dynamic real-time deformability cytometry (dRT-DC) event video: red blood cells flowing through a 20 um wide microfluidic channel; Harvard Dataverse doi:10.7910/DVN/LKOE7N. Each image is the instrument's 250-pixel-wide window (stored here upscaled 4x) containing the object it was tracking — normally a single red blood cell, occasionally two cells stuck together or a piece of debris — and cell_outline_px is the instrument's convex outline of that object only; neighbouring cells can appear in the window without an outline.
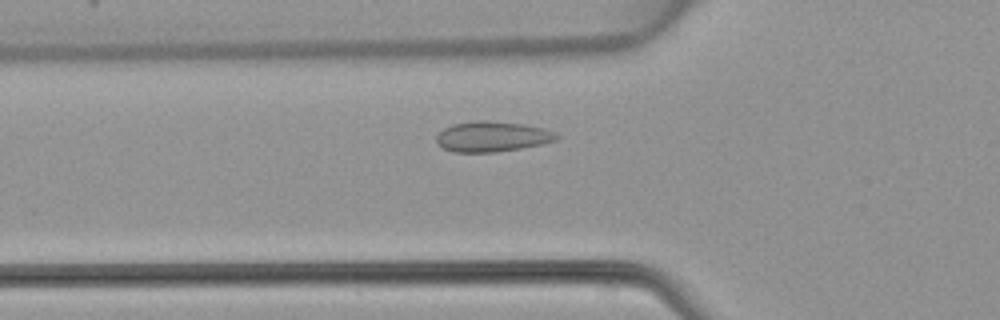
{"species": "common noctule bat (a hibernating species)", "species_latin": "Nyctalus noctula", "temperature_condition": "warm", "stored_images_in_passage": 43, "camera_frame_rate_fps": 3000, "um_per_image_px": 0.085, "animal": {"sex": "female", "body_mass_g": 22.7, "forearm_length_mm": 54.2}, "frame": {"image": 1, "passage_image": 12, "time_ms": 3.667, "image_size_px": [1000, 320], "cell_outline_px": [[560, 136], [556, 140], [540, 144], [520, 148], [496, 152], [456, 152], [444, 148], [436, 140], [436, 136], [444, 128], [452, 124], [476, 120], [484, 120], [524, 124], [544, 128], [556, 132]], "centroid_in_image_um": [41.85, 11.59], "position_along_channel_um": 83.9, "area_um2": 21.15}}
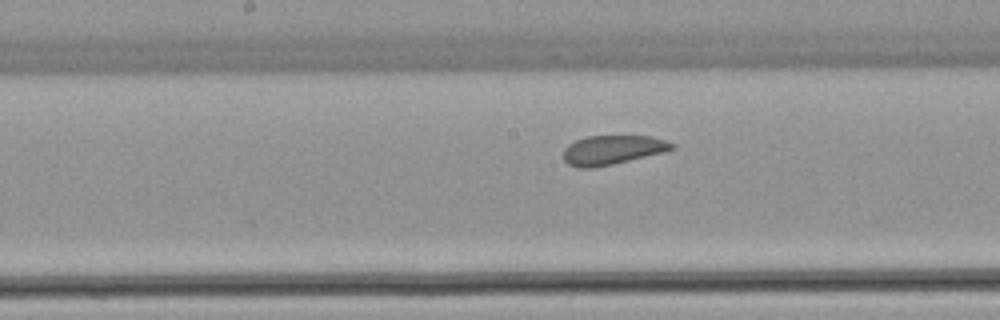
{"frame": {"image": 2, "passage_image": 20, "time_ms": 6.333, "image_size_px": [1000, 320], "cell_outline_px": [[676, 148], [664, 152], [612, 164], [592, 168], [576, 168], [568, 164], [564, 160], [564, 148], [568, 144], [576, 140], [588, 136], [652, 136], [676, 144]], "centroid_in_image_um": [52.06, 12.74], "position_along_channel_um": 196.1, "area_um2": 18.5}}
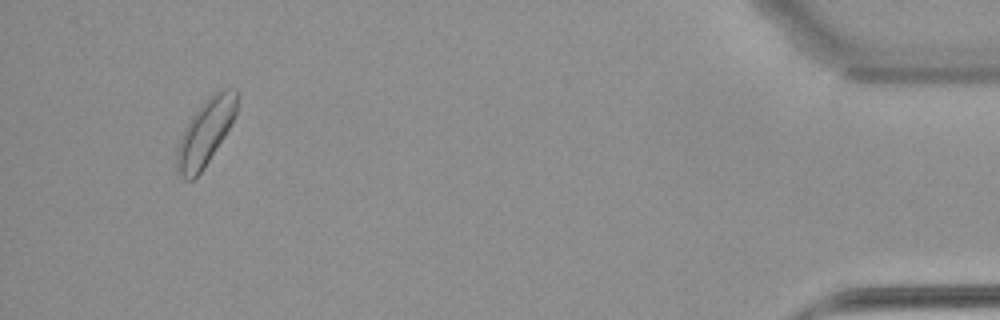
{"frame": {"image": 3, "passage_image": 41, "time_ms": 13.333, "image_size_px": [1000, 320], "cell_outline_px": [[236, 116], [224, 136], [200, 172], [192, 180], [188, 180], [176, 168], [176, 148], [184, 128], [188, 120], [208, 96], [212, 92], [224, 88], [236, 88]], "centroid_in_image_um": [17.45, 11.19], "position_along_channel_um": 417.7, "area_um2": 22.77}}